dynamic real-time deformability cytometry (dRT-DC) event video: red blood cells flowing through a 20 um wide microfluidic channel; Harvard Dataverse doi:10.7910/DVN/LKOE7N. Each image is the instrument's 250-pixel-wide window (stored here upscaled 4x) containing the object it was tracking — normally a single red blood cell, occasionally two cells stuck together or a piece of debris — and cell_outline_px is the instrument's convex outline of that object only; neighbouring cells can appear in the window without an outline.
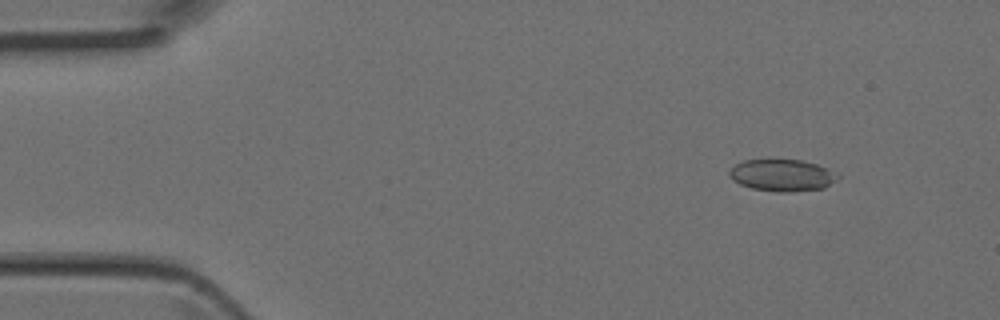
{"species": "Egyptian fruit bat (a non-hibernating species)", "species_latin": "Rousettus aegyptiacus", "temperature_condition": "room temperature", "stored_images_in_passage": 4, "camera_frame_rate_fps": 3000, "um_per_image_px": 0.085, "animal": {"sex": "female"}, "frame": {"image": 1, "passage_image": 2, "time_ms": 0.333, "image_size_px": [1000, 320], "cell_outline_px": [[840, 176], [824, 188], [792, 192], [780, 192], [752, 188], [740, 184], [732, 180], [728, 172], [736, 164], [744, 160], [800, 160], [816, 164], [840, 172]], "centroid_in_image_um": [66.52, 14.9], "position_along_channel_um": 18.5, "area_um2": 20.11}}